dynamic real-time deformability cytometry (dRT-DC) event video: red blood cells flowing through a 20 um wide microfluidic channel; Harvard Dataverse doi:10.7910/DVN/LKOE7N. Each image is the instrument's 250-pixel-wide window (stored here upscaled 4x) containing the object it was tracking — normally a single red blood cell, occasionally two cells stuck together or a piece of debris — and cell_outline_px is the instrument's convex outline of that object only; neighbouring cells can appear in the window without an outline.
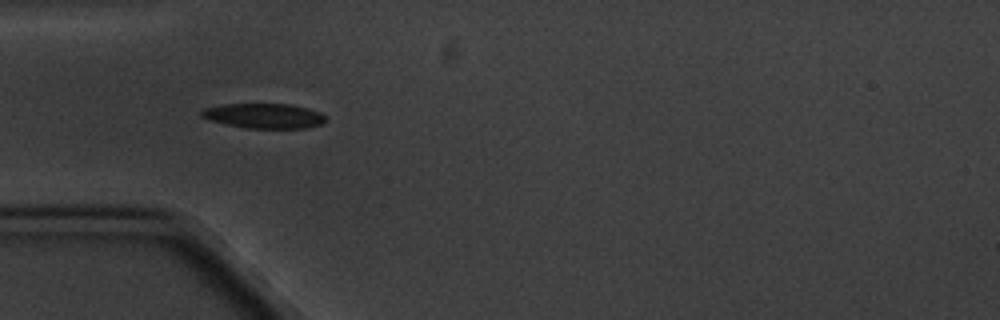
{"species": "common noctule bat (a hibernating species)", "species_latin": "Nyctalus noctula", "temperature_condition": "cold", "stored_images_in_passage": 4, "camera_frame_rate_fps": 3000, "um_per_image_px": 0.085, "animal": {"sex": "male", "body_mass_g": 20.1, "forearm_length_mm": 53.5}, "frame": {"image": 1, "passage_image": 3, "time_ms": 2.333, "image_size_px": [1000, 320], "cell_outline_px": [[324, 120], [320, 124], [308, 128], [244, 128], [208, 120], [200, 116], [200, 112], [204, 108], [220, 104], [288, 104], [308, 108], [320, 112], [324, 116]], "centroid_in_image_um": [22.38, 9.84], "position_along_channel_um": 62.6, "area_um2": 18.03}}